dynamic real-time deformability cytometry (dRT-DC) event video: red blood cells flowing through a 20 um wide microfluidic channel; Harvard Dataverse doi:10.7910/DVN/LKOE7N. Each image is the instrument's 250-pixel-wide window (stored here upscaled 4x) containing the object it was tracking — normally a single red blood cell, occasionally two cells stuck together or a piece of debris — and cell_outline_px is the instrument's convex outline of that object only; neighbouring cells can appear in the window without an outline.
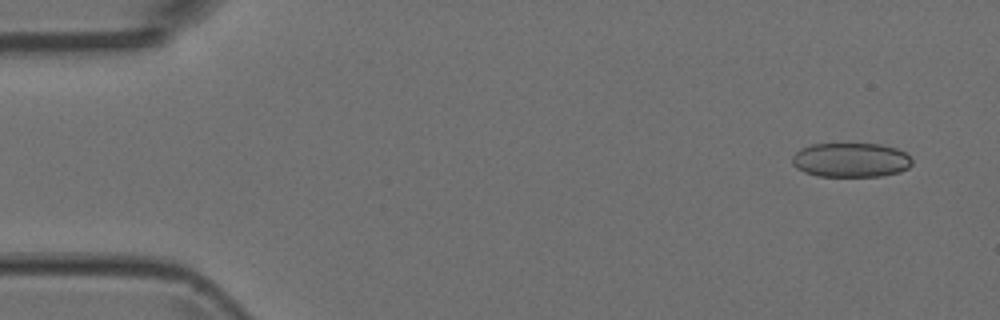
{"species": "Egyptian fruit bat (a non-hibernating species)", "species_latin": "Rousettus aegyptiacus", "temperature_condition": "room temperature", "stored_images_in_passage": 4, "camera_frame_rate_fps": 3000, "um_per_image_px": 0.085, "animal": {"sex": "female"}, "frame": {"image": 1, "passage_image": 1, "time_ms": 0.0, "image_size_px": [1000, 320], "cell_outline_px": [[912, 164], [908, 168], [900, 172], [880, 176], [820, 176], [804, 172], [796, 168], [792, 164], [792, 156], [800, 148], [812, 144], [880, 144], [896, 148], [904, 152], [912, 160]], "centroid_in_image_um": [72.31, 13.6], "position_along_channel_um": 12.7, "area_um2": 24.04}}
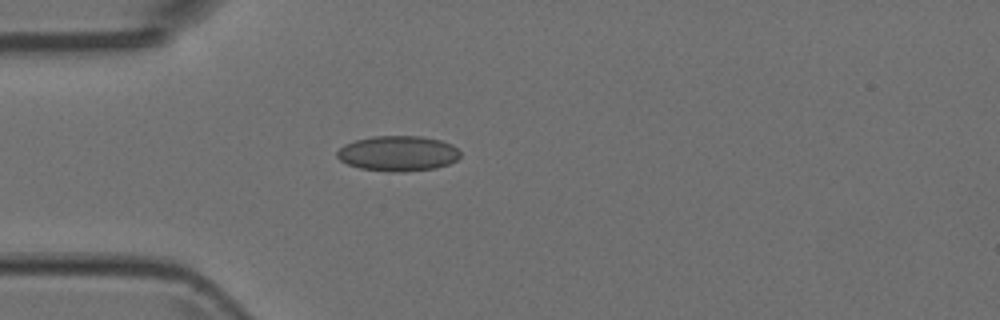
{"frame": {"image": 2, "passage_image": 4, "time_ms": 1.0, "image_size_px": [1000, 320], "cell_outline_px": [[460, 156], [456, 160], [448, 164], [436, 168], [400, 172], [388, 172], [360, 168], [348, 164], [340, 160], [336, 156], [336, 152], [344, 144], [356, 140], [372, 136], [420, 136], [440, 140], [452, 144], [460, 152]], "centroid_in_image_um": [33.82, 13.04], "position_along_channel_um": 51.2, "area_um2": 25.37}}